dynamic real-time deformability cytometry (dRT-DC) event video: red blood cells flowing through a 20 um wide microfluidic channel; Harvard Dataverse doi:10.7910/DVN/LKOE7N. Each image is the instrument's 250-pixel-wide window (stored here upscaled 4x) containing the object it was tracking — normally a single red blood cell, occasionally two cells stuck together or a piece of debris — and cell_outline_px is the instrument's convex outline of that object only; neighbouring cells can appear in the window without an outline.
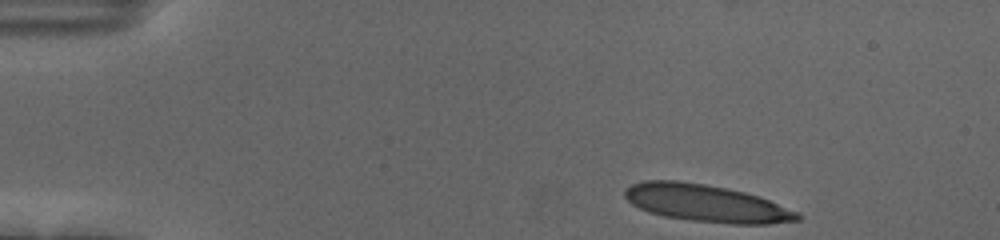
{"species": "human", "species_latin": "Homo sapiens", "temperature_condition": "cold", "stored_images_in_passage": 48, "camera_frame_rate_fps": 3000, "um_per_image_px": 0.085, "donor": {"sex": "female"}, "frame": {"image": 1, "passage_image": 1, "time_ms": 0.0, "image_size_px": [1000, 240], "cell_outline_px": [[800, 220], [768, 224], [732, 224], [692, 220], [664, 216], [648, 212], [632, 204], [624, 196], [624, 188], [632, 184], [644, 180], [680, 180], [728, 188], [744, 192], [768, 200], [800, 212]], "centroid_in_image_um": [60.01, 17.27], "position_along_channel_um": 25.0, "area_um2": 37.45}}
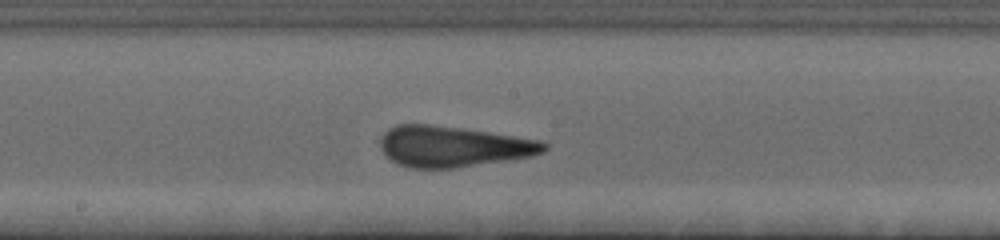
{"frame": {"image": 2, "passage_image": 23, "time_ms": 7.333, "image_size_px": [1000, 240], "cell_outline_px": [[548, 148], [544, 152], [528, 156], [456, 168], [408, 168], [396, 164], [380, 148], [380, 140], [384, 132], [388, 128], [396, 124], [432, 124], [488, 132], [540, 140], [548, 144]], "centroid_in_image_um": [38.46, 12.44], "position_along_channel_um": 209.7, "area_um2": 38.78}}
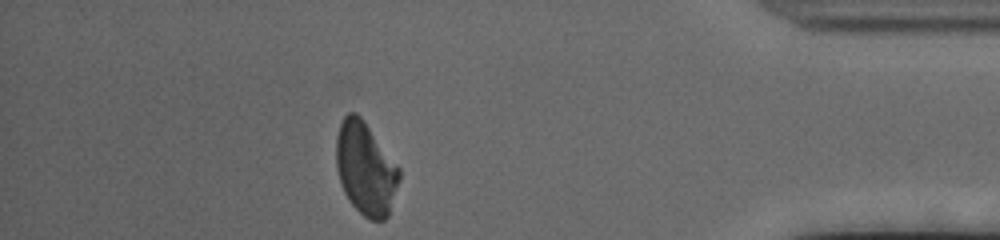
{"frame": {"image": 3, "passage_image": 42, "time_ms": 13.667, "image_size_px": [1000, 240], "cell_outline_px": [[400, 180], [388, 216], [384, 220], [372, 220], [364, 216], [348, 200], [344, 192], [336, 168], [336, 136], [340, 124], [344, 116], [348, 112], [356, 112], [364, 120], [400, 168]], "centroid_in_image_um": [31.07, 14.32], "position_along_channel_um": 404.1, "area_um2": 34.1}, "authors_computed_cell_mechanics": {"area_um2": 37.7723, "velocity_mm_per_s": 3.6728, "shape_relaxation_time_tau1_ms": 4.2064, "shape_relaxation_time_tau2_ms": 0.719, "deformation_change_tau1": 0.1803, "deformation_change_tau2": 0.1001}}